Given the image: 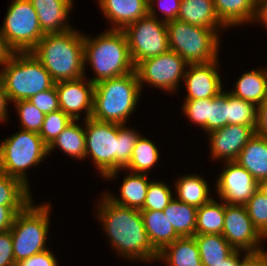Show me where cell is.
<instances>
[{"label": "cell", "mask_w": 267, "mask_h": 266, "mask_svg": "<svg viewBox=\"0 0 267 266\" xmlns=\"http://www.w3.org/2000/svg\"><path fill=\"white\" fill-rule=\"evenodd\" d=\"M86 154L92 157L101 176L115 178L124 169L132 156L140 134L125 124L101 122L93 118L84 120Z\"/></svg>", "instance_id": "6da1fadb"}, {"label": "cell", "mask_w": 267, "mask_h": 266, "mask_svg": "<svg viewBox=\"0 0 267 266\" xmlns=\"http://www.w3.org/2000/svg\"><path fill=\"white\" fill-rule=\"evenodd\" d=\"M100 202L96 215L118 255L146 262L158 260L159 252L150 242L140 210L117 205L106 196Z\"/></svg>", "instance_id": "7a4b0ae2"}, {"label": "cell", "mask_w": 267, "mask_h": 266, "mask_svg": "<svg viewBox=\"0 0 267 266\" xmlns=\"http://www.w3.org/2000/svg\"><path fill=\"white\" fill-rule=\"evenodd\" d=\"M31 53L56 82L85 76L84 34L71 29L63 33L44 34Z\"/></svg>", "instance_id": "3957f363"}, {"label": "cell", "mask_w": 267, "mask_h": 266, "mask_svg": "<svg viewBox=\"0 0 267 266\" xmlns=\"http://www.w3.org/2000/svg\"><path fill=\"white\" fill-rule=\"evenodd\" d=\"M90 63L95 77L93 84L135 71L128 40L123 30H107L90 39L84 34V63Z\"/></svg>", "instance_id": "277c9868"}, {"label": "cell", "mask_w": 267, "mask_h": 266, "mask_svg": "<svg viewBox=\"0 0 267 266\" xmlns=\"http://www.w3.org/2000/svg\"><path fill=\"white\" fill-rule=\"evenodd\" d=\"M141 90L136 71L94 84L91 118L126 124L140 99Z\"/></svg>", "instance_id": "5b68a950"}, {"label": "cell", "mask_w": 267, "mask_h": 266, "mask_svg": "<svg viewBox=\"0 0 267 266\" xmlns=\"http://www.w3.org/2000/svg\"><path fill=\"white\" fill-rule=\"evenodd\" d=\"M9 102L28 100L55 85L51 75L31 52H14L0 70Z\"/></svg>", "instance_id": "8992f818"}, {"label": "cell", "mask_w": 267, "mask_h": 266, "mask_svg": "<svg viewBox=\"0 0 267 266\" xmlns=\"http://www.w3.org/2000/svg\"><path fill=\"white\" fill-rule=\"evenodd\" d=\"M169 48L188 64L210 63L219 55L218 29L191 25L175 19L166 22Z\"/></svg>", "instance_id": "52a82bcc"}, {"label": "cell", "mask_w": 267, "mask_h": 266, "mask_svg": "<svg viewBox=\"0 0 267 266\" xmlns=\"http://www.w3.org/2000/svg\"><path fill=\"white\" fill-rule=\"evenodd\" d=\"M31 201L18 212L10 228L15 262L46 251L50 204L34 206Z\"/></svg>", "instance_id": "ba28073f"}, {"label": "cell", "mask_w": 267, "mask_h": 266, "mask_svg": "<svg viewBox=\"0 0 267 266\" xmlns=\"http://www.w3.org/2000/svg\"><path fill=\"white\" fill-rule=\"evenodd\" d=\"M48 145L37 132L19 130L0 143V171L29 188L28 167L37 166L48 155Z\"/></svg>", "instance_id": "9c48e42d"}, {"label": "cell", "mask_w": 267, "mask_h": 266, "mask_svg": "<svg viewBox=\"0 0 267 266\" xmlns=\"http://www.w3.org/2000/svg\"><path fill=\"white\" fill-rule=\"evenodd\" d=\"M0 29L14 52H31L44 36L30 0H13Z\"/></svg>", "instance_id": "30bf717a"}, {"label": "cell", "mask_w": 267, "mask_h": 266, "mask_svg": "<svg viewBox=\"0 0 267 266\" xmlns=\"http://www.w3.org/2000/svg\"><path fill=\"white\" fill-rule=\"evenodd\" d=\"M134 66L139 62L170 50L166 22L149 14L124 30Z\"/></svg>", "instance_id": "8fae6325"}, {"label": "cell", "mask_w": 267, "mask_h": 266, "mask_svg": "<svg viewBox=\"0 0 267 266\" xmlns=\"http://www.w3.org/2000/svg\"><path fill=\"white\" fill-rule=\"evenodd\" d=\"M188 63L176 52L167 51L158 56L147 58L135 66L139 84H151L157 88L174 91L179 80L184 78Z\"/></svg>", "instance_id": "7c38bea8"}, {"label": "cell", "mask_w": 267, "mask_h": 266, "mask_svg": "<svg viewBox=\"0 0 267 266\" xmlns=\"http://www.w3.org/2000/svg\"><path fill=\"white\" fill-rule=\"evenodd\" d=\"M222 235L235 250H243L248 253L263 250L259 247V243L264 237L254 227L245 205L225 203Z\"/></svg>", "instance_id": "4fadbf2b"}, {"label": "cell", "mask_w": 267, "mask_h": 266, "mask_svg": "<svg viewBox=\"0 0 267 266\" xmlns=\"http://www.w3.org/2000/svg\"><path fill=\"white\" fill-rule=\"evenodd\" d=\"M225 169L217 178L219 197L231 205H245L258 190V182L236 161L226 162Z\"/></svg>", "instance_id": "5bb4252c"}, {"label": "cell", "mask_w": 267, "mask_h": 266, "mask_svg": "<svg viewBox=\"0 0 267 266\" xmlns=\"http://www.w3.org/2000/svg\"><path fill=\"white\" fill-rule=\"evenodd\" d=\"M85 77L55 83L60 110L73 120H79L83 110L86 113L84 120L92 115L94 84L90 80L85 82Z\"/></svg>", "instance_id": "9a60e30c"}, {"label": "cell", "mask_w": 267, "mask_h": 266, "mask_svg": "<svg viewBox=\"0 0 267 266\" xmlns=\"http://www.w3.org/2000/svg\"><path fill=\"white\" fill-rule=\"evenodd\" d=\"M208 134L213 159L224 158L225 162H231L237 159L244 146L255 136L256 130L251 126L228 124Z\"/></svg>", "instance_id": "2e32d148"}, {"label": "cell", "mask_w": 267, "mask_h": 266, "mask_svg": "<svg viewBox=\"0 0 267 266\" xmlns=\"http://www.w3.org/2000/svg\"><path fill=\"white\" fill-rule=\"evenodd\" d=\"M218 59L210 63L188 64L183 80H185V100L216 97L222 90V82L218 73Z\"/></svg>", "instance_id": "e0dca14e"}, {"label": "cell", "mask_w": 267, "mask_h": 266, "mask_svg": "<svg viewBox=\"0 0 267 266\" xmlns=\"http://www.w3.org/2000/svg\"><path fill=\"white\" fill-rule=\"evenodd\" d=\"M30 1L38 15L39 25L44 34L63 33L73 29L66 21L73 8V0Z\"/></svg>", "instance_id": "ac0fdd59"}, {"label": "cell", "mask_w": 267, "mask_h": 266, "mask_svg": "<svg viewBox=\"0 0 267 266\" xmlns=\"http://www.w3.org/2000/svg\"><path fill=\"white\" fill-rule=\"evenodd\" d=\"M98 4L104 16L114 23L111 30H124L148 15L146 0H98Z\"/></svg>", "instance_id": "d6986e66"}, {"label": "cell", "mask_w": 267, "mask_h": 266, "mask_svg": "<svg viewBox=\"0 0 267 266\" xmlns=\"http://www.w3.org/2000/svg\"><path fill=\"white\" fill-rule=\"evenodd\" d=\"M177 19L209 29L226 27L215 12L213 0H181Z\"/></svg>", "instance_id": "ffe728a7"}, {"label": "cell", "mask_w": 267, "mask_h": 266, "mask_svg": "<svg viewBox=\"0 0 267 266\" xmlns=\"http://www.w3.org/2000/svg\"><path fill=\"white\" fill-rule=\"evenodd\" d=\"M257 181L267 179V138L253 136L235 160Z\"/></svg>", "instance_id": "44dd1931"}, {"label": "cell", "mask_w": 267, "mask_h": 266, "mask_svg": "<svg viewBox=\"0 0 267 266\" xmlns=\"http://www.w3.org/2000/svg\"><path fill=\"white\" fill-rule=\"evenodd\" d=\"M158 259L165 260L169 266H202L194 236L177 238L159 252Z\"/></svg>", "instance_id": "7402d4cb"}, {"label": "cell", "mask_w": 267, "mask_h": 266, "mask_svg": "<svg viewBox=\"0 0 267 266\" xmlns=\"http://www.w3.org/2000/svg\"><path fill=\"white\" fill-rule=\"evenodd\" d=\"M148 174L130 172L124 178L120 187V197H114L107 192L102 197L106 196L113 203L141 210L143 208L147 189L151 181L147 180Z\"/></svg>", "instance_id": "603a6c76"}, {"label": "cell", "mask_w": 267, "mask_h": 266, "mask_svg": "<svg viewBox=\"0 0 267 266\" xmlns=\"http://www.w3.org/2000/svg\"><path fill=\"white\" fill-rule=\"evenodd\" d=\"M140 212L150 242L158 252L180 237L163 211L150 210Z\"/></svg>", "instance_id": "cb8c5ba5"}, {"label": "cell", "mask_w": 267, "mask_h": 266, "mask_svg": "<svg viewBox=\"0 0 267 266\" xmlns=\"http://www.w3.org/2000/svg\"><path fill=\"white\" fill-rule=\"evenodd\" d=\"M234 96L259 106L267 98V69L244 72L236 82Z\"/></svg>", "instance_id": "d4e9b609"}, {"label": "cell", "mask_w": 267, "mask_h": 266, "mask_svg": "<svg viewBox=\"0 0 267 266\" xmlns=\"http://www.w3.org/2000/svg\"><path fill=\"white\" fill-rule=\"evenodd\" d=\"M219 20L227 27L251 22L255 15L256 0H213Z\"/></svg>", "instance_id": "484cf974"}, {"label": "cell", "mask_w": 267, "mask_h": 266, "mask_svg": "<svg viewBox=\"0 0 267 266\" xmlns=\"http://www.w3.org/2000/svg\"><path fill=\"white\" fill-rule=\"evenodd\" d=\"M175 191L177 200L197 208L209 203V185L200 175H184L177 178Z\"/></svg>", "instance_id": "4316f807"}, {"label": "cell", "mask_w": 267, "mask_h": 266, "mask_svg": "<svg viewBox=\"0 0 267 266\" xmlns=\"http://www.w3.org/2000/svg\"><path fill=\"white\" fill-rule=\"evenodd\" d=\"M202 266H215L221 263L235 249L222 234L194 235Z\"/></svg>", "instance_id": "83f0119b"}, {"label": "cell", "mask_w": 267, "mask_h": 266, "mask_svg": "<svg viewBox=\"0 0 267 266\" xmlns=\"http://www.w3.org/2000/svg\"><path fill=\"white\" fill-rule=\"evenodd\" d=\"M197 207L183 203L176 198L167 205L163 213L180 237L194 236L197 219Z\"/></svg>", "instance_id": "f1b7e54d"}, {"label": "cell", "mask_w": 267, "mask_h": 266, "mask_svg": "<svg viewBox=\"0 0 267 266\" xmlns=\"http://www.w3.org/2000/svg\"><path fill=\"white\" fill-rule=\"evenodd\" d=\"M78 120H72L67 127L58 135V137L48 146V153L53 151L56 146L64 151L70 157L85 159L86 139L85 131Z\"/></svg>", "instance_id": "f546056e"}, {"label": "cell", "mask_w": 267, "mask_h": 266, "mask_svg": "<svg viewBox=\"0 0 267 266\" xmlns=\"http://www.w3.org/2000/svg\"><path fill=\"white\" fill-rule=\"evenodd\" d=\"M222 202L212 199L197 209L195 235L222 234L225 215V202Z\"/></svg>", "instance_id": "4dcf8cb0"}, {"label": "cell", "mask_w": 267, "mask_h": 266, "mask_svg": "<svg viewBox=\"0 0 267 266\" xmlns=\"http://www.w3.org/2000/svg\"><path fill=\"white\" fill-rule=\"evenodd\" d=\"M157 146L143 136H139L135 143L133 153L128 165L124 168L130 172L148 174L147 171L154 167L159 160Z\"/></svg>", "instance_id": "1f68e13d"}, {"label": "cell", "mask_w": 267, "mask_h": 266, "mask_svg": "<svg viewBox=\"0 0 267 266\" xmlns=\"http://www.w3.org/2000/svg\"><path fill=\"white\" fill-rule=\"evenodd\" d=\"M31 198L30 188L0 171V205L27 206L33 201Z\"/></svg>", "instance_id": "d6a6232c"}, {"label": "cell", "mask_w": 267, "mask_h": 266, "mask_svg": "<svg viewBox=\"0 0 267 266\" xmlns=\"http://www.w3.org/2000/svg\"><path fill=\"white\" fill-rule=\"evenodd\" d=\"M258 106L228 92V124L251 126L256 130Z\"/></svg>", "instance_id": "836d02e7"}, {"label": "cell", "mask_w": 267, "mask_h": 266, "mask_svg": "<svg viewBox=\"0 0 267 266\" xmlns=\"http://www.w3.org/2000/svg\"><path fill=\"white\" fill-rule=\"evenodd\" d=\"M73 119L62 110L45 114L39 131L42 140L49 146Z\"/></svg>", "instance_id": "e575fe53"}, {"label": "cell", "mask_w": 267, "mask_h": 266, "mask_svg": "<svg viewBox=\"0 0 267 266\" xmlns=\"http://www.w3.org/2000/svg\"><path fill=\"white\" fill-rule=\"evenodd\" d=\"M172 192L163 182L151 181L149 183L146 199L140 211H163L173 200Z\"/></svg>", "instance_id": "d590c367"}, {"label": "cell", "mask_w": 267, "mask_h": 266, "mask_svg": "<svg viewBox=\"0 0 267 266\" xmlns=\"http://www.w3.org/2000/svg\"><path fill=\"white\" fill-rule=\"evenodd\" d=\"M245 207L248 215L252 220L254 227L259 233L266 238L267 237V199L259 191L246 202Z\"/></svg>", "instance_id": "8d00e7d4"}, {"label": "cell", "mask_w": 267, "mask_h": 266, "mask_svg": "<svg viewBox=\"0 0 267 266\" xmlns=\"http://www.w3.org/2000/svg\"><path fill=\"white\" fill-rule=\"evenodd\" d=\"M14 103L21 121V129L39 133L45 114L28 100H19Z\"/></svg>", "instance_id": "74e56055"}, {"label": "cell", "mask_w": 267, "mask_h": 266, "mask_svg": "<svg viewBox=\"0 0 267 266\" xmlns=\"http://www.w3.org/2000/svg\"><path fill=\"white\" fill-rule=\"evenodd\" d=\"M228 125V92L210 98L209 133Z\"/></svg>", "instance_id": "f35d334b"}, {"label": "cell", "mask_w": 267, "mask_h": 266, "mask_svg": "<svg viewBox=\"0 0 267 266\" xmlns=\"http://www.w3.org/2000/svg\"><path fill=\"white\" fill-rule=\"evenodd\" d=\"M182 109L191 122L199 125L209 133L210 98L185 100Z\"/></svg>", "instance_id": "ab89813d"}, {"label": "cell", "mask_w": 267, "mask_h": 266, "mask_svg": "<svg viewBox=\"0 0 267 266\" xmlns=\"http://www.w3.org/2000/svg\"><path fill=\"white\" fill-rule=\"evenodd\" d=\"M28 101L44 114H48L60 109L58 93L55 85L46 91L33 95L28 99Z\"/></svg>", "instance_id": "60d3db41"}, {"label": "cell", "mask_w": 267, "mask_h": 266, "mask_svg": "<svg viewBox=\"0 0 267 266\" xmlns=\"http://www.w3.org/2000/svg\"><path fill=\"white\" fill-rule=\"evenodd\" d=\"M158 6L160 8V11L164 15V19H162L164 22L172 21L177 19L179 8H180V2L181 0H158ZM168 1V2H167ZM157 2V0H151L148 3V14L151 17L158 18L156 15L157 12H155V7L153 6L154 3Z\"/></svg>", "instance_id": "b9f144b4"}, {"label": "cell", "mask_w": 267, "mask_h": 266, "mask_svg": "<svg viewBox=\"0 0 267 266\" xmlns=\"http://www.w3.org/2000/svg\"><path fill=\"white\" fill-rule=\"evenodd\" d=\"M11 231L0 232V266H16Z\"/></svg>", "instance_id": "7bdbcfd3"}, {"label": "cell", "mask_w": 267, "mask_h": 266, "mask_svg": "<svg viewBox=\"0 0 267 266\" xmlns=\"http://www.w3.org/2000/svg\"><path fill=\"white\" fill-rule=\"evenodd\" d=\"M57 259L51 250L35 254L29 258L20 260L16 266H58Z\"/></svg>", "instance_id": "ee69618b"}, {"label": "cell", "mask_w": 267, "mask_h": 266, "mask_svg": "<svg viewBox=\"0 0 267 266\" xmlns=\"http://www.w3.org/2000/svg\"><path fill=\"white\" fill-rule=\"evenodd\" d=\"M26 206H3L0 205V232L10 230L18 212Z\"/></svg>", "instance_id": "f6af8a7d"}, {"label": "cell", "mask_w": 267, "mask_h": 266, "mask_svg": "<svg viewBox=\"0 0 267 266\" xmlns=\"http://www.w3.org/2000/svg\"><path fill=\"white\" fill-rule=\"evenodd\" d=\"M245 253L239 266H267V253L264 250L255 253Z\"/></svg>", "instance_id": "bcb514c9"}, {"label": "cell", "mask_w": 267, "mask_h": 266, "mask_svg": "<svg viewBox=\"0 0 267 266\" xmlns=\"http://www.w3.org/2000/svg\"><path fill=\"white\" fill-rule=\"evenodd\" d=\"M256 134L267 138V98L258 106Z\"/></svg>", "instance_id": "7dc6e473"}, {"label": "cell", "mask_w": 267, "mask_h": 266, "mask_svg": "<svg viewBox=\"0 0 267 266\" xmlns=\"http://www.w3.org/2000/svg\"><path fill=\"white\" fill-rule=\"evenodd\" d=\"M258 20L267 27V0H256L255 15L251 23Z\"/></svg>", "instance_id": "c3c4849f"}, {"label": "cell", "mask_w": 267, "mask_h": 266, "mask_svg": "<svg viewBox=\"0 0 267 266\" xmlns=\"http://www.w3.org/2000/svg\"><path fill=\"white\" fill-rule=\"evenodd\" d=\"M14 51L8 46L0 29V65L3 66L13 55Z\"/></svg>", "instance_id": "681fc988"}, {"label": "cell", "mask_w": 267, "mask_h": 266, "mask_svg": "<svg viewBox=\"0 0 267 266\" xmlns=\"http://www.w3.org/2000/svg\"><path fill=\"white\" fill-rule=\"evenodd\" d=\"M8 97H7V93L5 91L3 82L1 80L0 77V121L3 122L7 119V106H8Z\"/></svg>", "instance_id": "f907efd6"}, {"label": "cell", "mask_w": 267, "mask_h": 266, "mask_svg": "<svg viewBox=\"0 0 267 266\" xmlns=\"http://www.w3.org/2000/svg\"><path fill=\"white\" fill-rule=\"evenodd\" d=\"M241 250H234L230 255H228L221 263L215 266H239L240 263V253Z\"/></svg>", "instance_id": "816d5d0a"}, {"label": "cell", "mask_w": 267, "mask_h": 266, "mask_svg": "<svg viewBox=\"0 0 267 266\" xmlns=\"http://www.w3.org/2000/svg\"><path fill=\"white\" fill-rule=\"evenodd\" d=\"M258 189L267 199V179L258 182Z\"/></svg>", "instance_id": "f5cc1de1"}]
</instances>
